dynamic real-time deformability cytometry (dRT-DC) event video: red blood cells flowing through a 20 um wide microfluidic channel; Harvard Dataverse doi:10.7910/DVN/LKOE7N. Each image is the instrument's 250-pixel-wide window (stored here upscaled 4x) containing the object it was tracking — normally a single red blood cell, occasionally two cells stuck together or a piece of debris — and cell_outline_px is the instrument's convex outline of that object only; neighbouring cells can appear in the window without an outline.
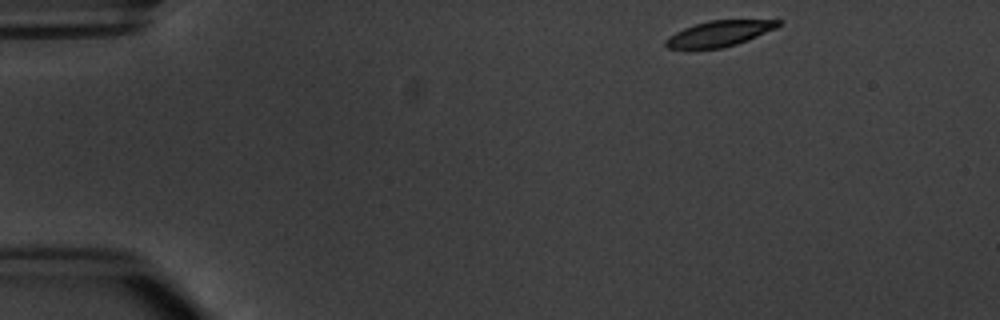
{"species": "common noctule bat (a hibernating species)", "species_latin": "Nyctalus noctula", "temperature_condition": "warm", "stored_images_in_passage": 47, "camera_frame_rate_fps": 3000, "um_per_image_px": 0.085, "animal": {"sex": "male", "body_mass_g": 20.1, "forearm_length_mm": 53.5}, "frame": {"image": 1, "passage_image": 1, "time_ms": 0.0, "image_size_px": [1000, 320], "cell_outline_px": [[780, 24], [776, 28], [748, 40], [736, 44], [720, 48], [668, 48], [664, 44], [664, 40], [668, 36], [684, 28], [708, 20], [780, 20]], "centroid_in_image_um": [61.12, 2.85], "position_along_channel_um": 23.9, "area_um2": 16.59}}
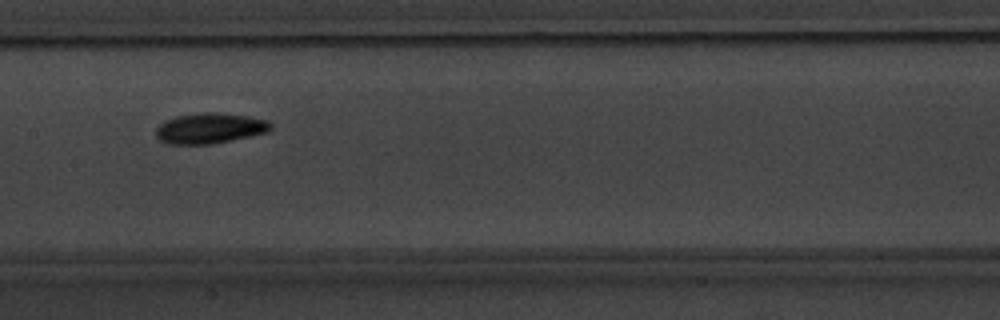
{"frame": {"image": 2, "passage_image": 21, "time_ms": 6.667, "image_size_px": [1000, 320], "cell_outline_px": [[272, 128], [268, 132], [252, 136], [212, 144], [168, 144], [160, 140], [156, 136], [156, 128], [164, 120], [176, 116], [200, 112], [216, 112], [248, 116], [268, 120], [272, 124]], "centroid_in_image_um": [17.84, 10.9], "position_along_channel_um": 189.6, "area_um2": 20.63}}
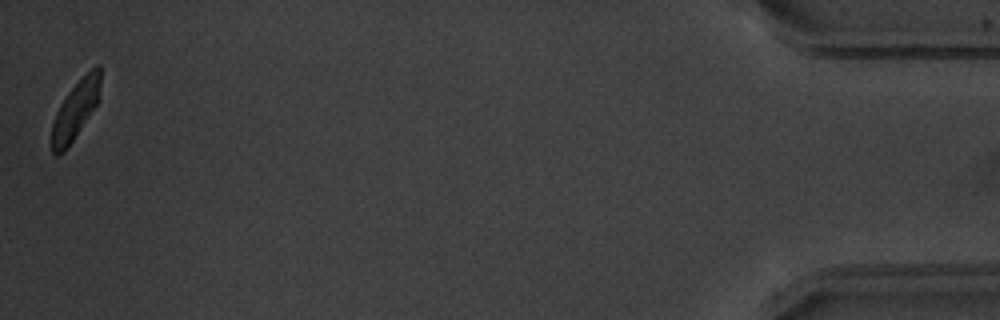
{"frame": {"image": 3, "passage_image": 47, "time_ms": 15.333, "image_size_px": [1000, 320], "cell_outline_px": [[100, 84], [96, 104], [64, 152], [56, 156], [52, 152], [52, 124], [56, 112], [60, 104], [68, 92], [96, 64], [100, 64]], "centroid_in_image_um": [6.38, 9.36], "position_along_channel_um": 428.8, "area_um2": 15.84}, "authors_computed_cell_mechanics": {"area_um2": 18.496, "velocity_mm_per_s": 3.7572, "shape_relaxation_time_tau1_ms": 2.3922, "shape_relaxation_time_tau2_ms": 11.0139, "deformation_change_tau1": 0.1332, "deformation_change_tau2": 0.1526}}